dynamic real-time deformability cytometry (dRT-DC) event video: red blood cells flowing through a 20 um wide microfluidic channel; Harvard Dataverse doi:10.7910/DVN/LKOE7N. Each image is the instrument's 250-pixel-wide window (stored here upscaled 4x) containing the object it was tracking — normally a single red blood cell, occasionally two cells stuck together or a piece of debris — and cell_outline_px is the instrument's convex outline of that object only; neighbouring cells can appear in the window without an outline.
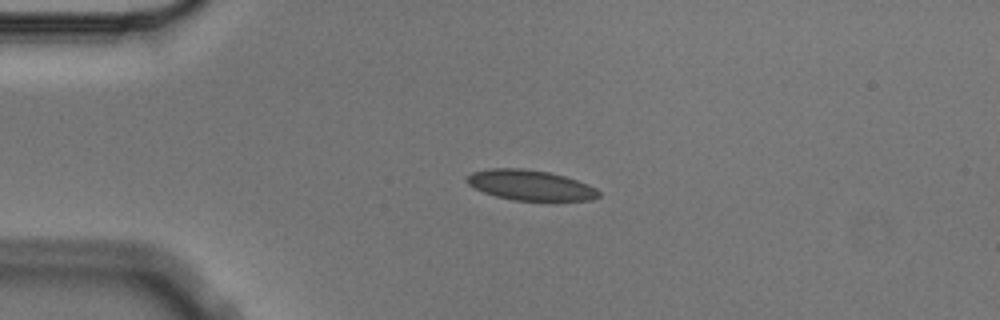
{"species": "Egyptian fruit bat (a non-hibernating species)", "species_latin": "Rousettus aegyptiacus", "temperature_condition": "cold", "stored_images_in_passage": 4, "camera_frame_rate_fps": 3000, "um_per_image_px": 0.085, "animal": {"sex": "male"}, "frame": {"image": 1, "passage_image": 3, "time_ms": 0.667, "image_size_px": [1000, 320], "cell_outline_px": [[600, 196], [592, 200], [512, 200], [496, 196], [484, 192], [468, 184], [464, 180], [472, 172], [488, 168], [524, 168], [548, 172], [564, 176], [588, 184], [596, 188], [600, 192]], "centroid_in_image_um": [45.07, 15.73], "position_along_channel_um": 39.9, "area_um2": 23.18}}